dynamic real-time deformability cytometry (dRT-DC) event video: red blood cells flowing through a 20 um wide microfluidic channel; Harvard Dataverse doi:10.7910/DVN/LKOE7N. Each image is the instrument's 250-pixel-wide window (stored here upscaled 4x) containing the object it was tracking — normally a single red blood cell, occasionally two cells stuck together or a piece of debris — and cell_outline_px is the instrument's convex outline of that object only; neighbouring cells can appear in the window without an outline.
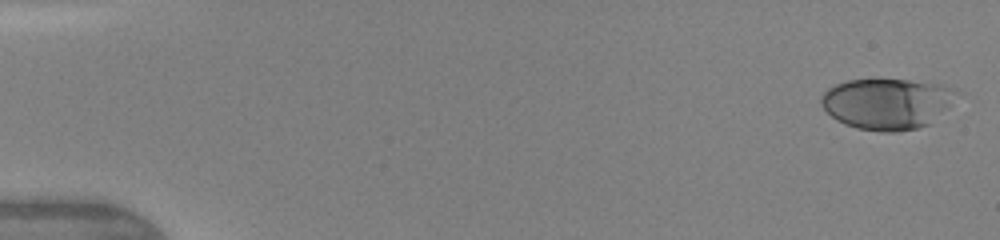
{"species": "human", "species_latin": "Homo sapiens", "temperature_condition": "warm", "stored_images_in_passage": 6, "camera_frame_rate_fps": 3000, "um_per_image_px": 0.085, "donor": {"sex": "female"}, "frame": {"image": 1, "passage_image": 1, "time_ms": 0.0, "image_size_px": [1000, 240], "cell_outline_px": [[956, 92], [944, 108], [928, 124], [916, 128], [896, 132], [880, 132], [856, 128], [844, 124], [836, 120], [820, 104], [820, 96], [828, 88], [836, 84], [848, 80], [908, 80], [940, 84], [956, 88]], "centroid_in_image_um": [75.31, 8.81], "position_along_channel_um": 9.7, "area_um2": 39.54}}
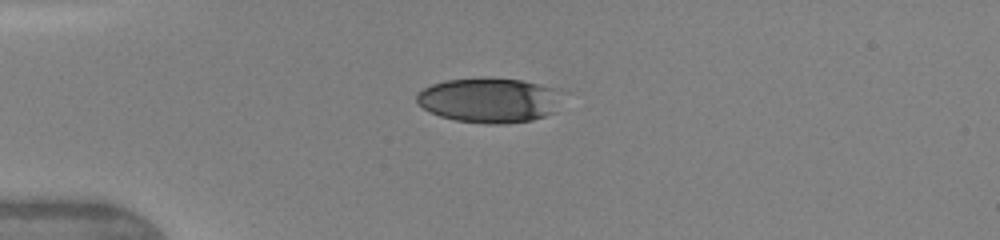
{"frame": {"image": 2, "passage_image": 5, "time_ms": 3.667, "image_size_px": [1000, 240], "cell_outline_px": [[556, 112], [532, 120], [504, 124], [484, 124], [456, 120], [440, 116], [424, 108], [416, 100], [416, 92], [432, 84], [444, 80], [520, 80], [556, 88]], "centroid_in_image_um": [41.53, 8.56], "position_along_channel_um": 43.5, "area_um2": 36.93}}